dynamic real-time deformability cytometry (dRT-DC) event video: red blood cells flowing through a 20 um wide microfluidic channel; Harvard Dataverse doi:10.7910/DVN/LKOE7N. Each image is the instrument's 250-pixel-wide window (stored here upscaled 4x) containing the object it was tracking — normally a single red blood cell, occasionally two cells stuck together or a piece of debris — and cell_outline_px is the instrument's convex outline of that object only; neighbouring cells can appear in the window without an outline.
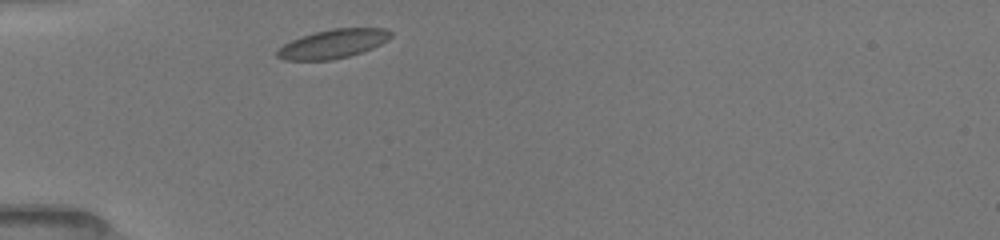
{"species": "common noctule bat (a hibernating species)", "species_latin": "Nyctalus noctula", "temperature_condition": "room temperature", "stored_images_in_passage": 1, "camera_frame_rate_fps": 3000, "um_per_image_px": 0.085, "animal": {"sex": "female", "body_mass_g": 19.5, "forearm_length_mm": 54.1}, "frame": {"image": 1, "passage_image": 1, "time_ms": 0.0, "image_size_px": [1000, 240], "cell_outline_px": [[392, 36], [388, 40], [372, 48], [348, 56], [332, 60], [284, 60], [276, 56], [276, 52], [284, 44], [300, 36], [332, 28], [388, 28], [392, 32]], "centroid_in_image_um": [28.32, 3.72], "position_along_channel_um": 56.7, "area_um2": 19.07}}